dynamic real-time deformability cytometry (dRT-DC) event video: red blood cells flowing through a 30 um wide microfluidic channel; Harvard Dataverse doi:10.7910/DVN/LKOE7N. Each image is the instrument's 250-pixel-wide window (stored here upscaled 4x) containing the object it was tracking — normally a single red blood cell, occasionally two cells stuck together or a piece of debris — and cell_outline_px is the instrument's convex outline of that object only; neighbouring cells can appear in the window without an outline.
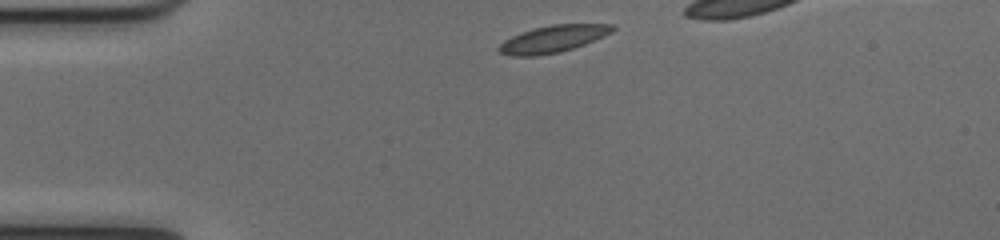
{"species": "common noctule bat (a hibernating species)", "species_latin": "Nyctalus noctula", "temperature_condition": "cold", "stored_images_in_passage": 32, "camera_frame_rate_fps": 3000, "um_per_image_px": 0.085, "animal": {"sex": "female", "body_mass_g": 17.0, "forearm_length_mm": 48.0}, "frame": {"image": 1, "passage_image": 1, "time_ms": 0.0, "image_size_px": [1000, 240], "cell_outline_px": [[616, 28], [612, 32], [584, 44], [572, 48], [556, 52], [532, 56], [512, 56], [500, 52], [496, 48], [504, 40], [512, 36], [532, 28], [552, 24], [612, 24]], "centroid_in_image_um": [46.98, 3.29], "position_along_channel_um": 38.0, "area_um2": 17.63}}
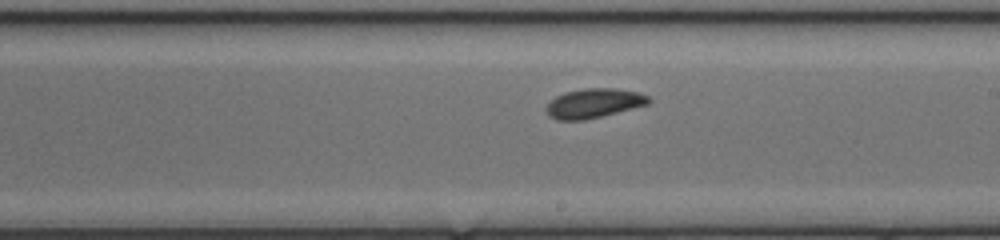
{"frame": {"image": 2, "passage_image": 19, "time_ms": 6.0, "image_size_px": [1000, 240], "cell_outline_px": [[652, 100], [648, 104], [584, 120], [556, 120], [544, 108], [556, 96], [564, 92], [584, 88], [612, 88], [636, 92], [648, 96]], "centroid_in_image_um": [50.46, 8.76], "position_along_channel_um": 238.5, "area_um2": 17.22}}
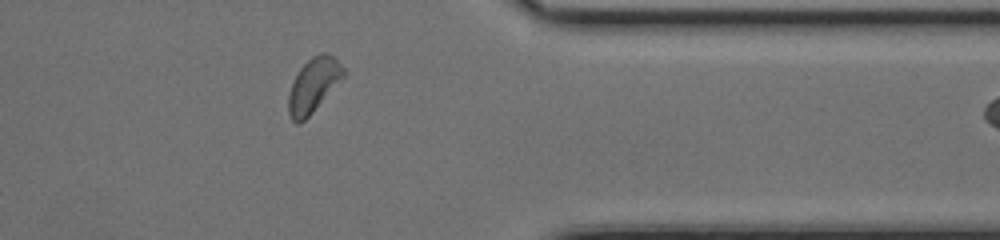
{"frame": {"image": 3, "passage_image": 31, "time_ms": 10.0, "image_size_px": [1000, 240], "cell_outline_px": [[344, 76], [312, 112], [300, 124], [296, 124], [292, 120], [288, 112], [288, 96], [292, 84], [300, 68], [312, 56], [320, 52], [324, 52], [332, 56], [344, 68]], "centroid_in_image_um": [26.62, 7.24], "position_along_channel_um": 384.8, "area_um2": 16.94}}